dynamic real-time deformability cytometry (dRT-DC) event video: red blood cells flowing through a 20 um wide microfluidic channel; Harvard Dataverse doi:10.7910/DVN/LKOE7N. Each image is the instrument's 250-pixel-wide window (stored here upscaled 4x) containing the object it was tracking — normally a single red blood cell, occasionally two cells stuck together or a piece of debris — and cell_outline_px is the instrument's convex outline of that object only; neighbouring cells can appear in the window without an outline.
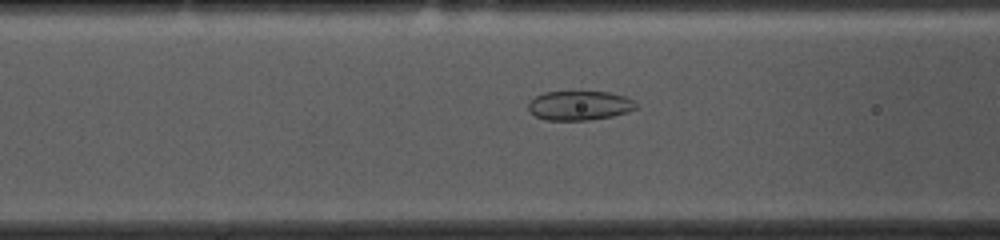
{"species": "common noctule bat (a hibernating species)", "species_latin": "Nyctalus noctula", "temperature_condition": "cold", "stored_images_in_passage": 53, "camera_frame_rate_fps": 3000, "um_per_image_px": 0.085, "animal": {"sex": "female", "body_mass_g": 10.0, "forearm_length_mm": 53.1}, "frame": {"image": 1, "passage_image": 19, "time_ms": 6.0, "image_size_px": [1000, 240], "cell_outline_px": [[640, 108], [628, 112], [612, 116], [588, 120], [544, 120], [536, 116], [528, 108], [528, 104], [536, 96], [544, 92], [608, 92], [624, 96], [632, 100]], "centroid_in_image_um": [49.28, 8.97], "position_along_channel_um": 117.3, "area_um2": 18.32}}
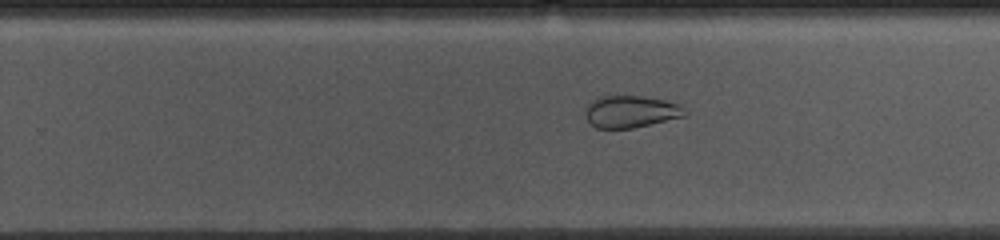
{"frame": {"image": 2, "passage_image": 32, "time_ms": 10.333, "image_size_px": [1000, 240], "cell_outline_px": [[688, 116], [632, 128], [596, 128], [584, 116], [584, 112], [588, 104], [592, 100], [600, 96], [640, 96], [664, 100], [680, 104], [688, 112]], "centroid_in_image_um": [53.64, 9.49], "position_along_channel_um": 276.2, "area_um2": 18.73}}
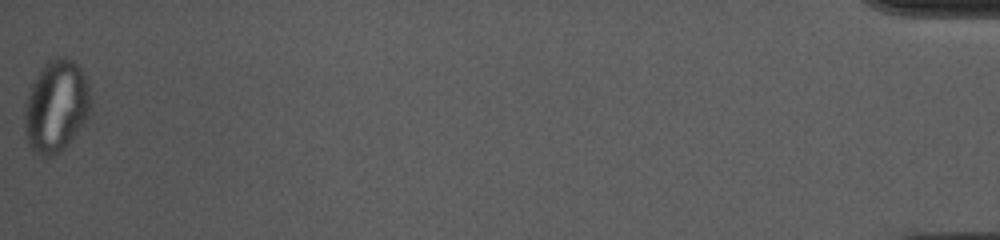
{"frame": {"image": 3, "passage_image": 53, "time_ms": 17.333, "image_size_px": [1000, 240], "cell_outline_px": [[92, 104], [88, 116], [84, 124], [64, 148], [60, 152], [48, 156], [40, 156], [32, 152], [28, 144], [24, 132], [24, 112], [28, 96], [32, 84], [36, 76], [44, 64], [48, 60], [56, 56], [64, 56], [72, 60], [80, 68], [88, 84]], "centroid_in_image_um": [4.77, 9.04], "position_along_channel_um": 430.4, "area_um2": 35.66}, "authors_computed_cell_mechanics": {"area_um2": 25.6054, "velocity_mm_per_s": 3.6589, "shape_relaxation_time_tau1_ms": null, "shape_relaxation_time_tau2_ms": 1.9879, "deformation_change_tau1": null, "deformation_change_tau2": 0.0671}}